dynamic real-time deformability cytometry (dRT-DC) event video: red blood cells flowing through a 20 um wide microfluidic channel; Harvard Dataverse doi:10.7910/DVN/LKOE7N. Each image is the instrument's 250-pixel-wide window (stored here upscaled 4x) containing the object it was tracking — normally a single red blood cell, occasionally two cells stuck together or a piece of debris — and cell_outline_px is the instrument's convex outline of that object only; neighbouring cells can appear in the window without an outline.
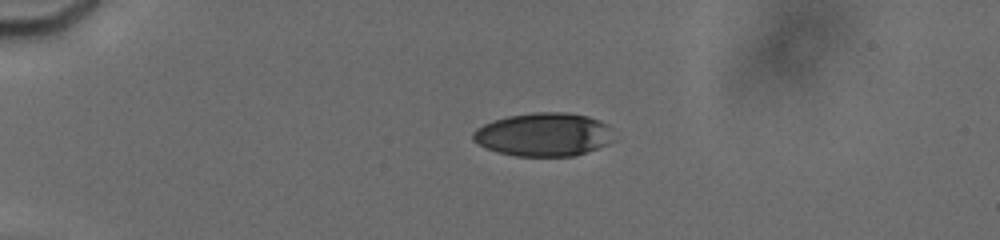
{"species": "human", "species_latin": "Homo sapiens", "temperature_condition": "cold", "stored_images_in_passage": 15, "camera_frame_rate_fps": 3000, "um_per_image_px": 0.085, "donor": {"sex": "male"}, "frame": {"image": 1, "passage_image": 11, "time_ms": 4.667, "image_size_px": [1000, 240], "cell_outline_px": [[608, 124], [604, 144], [596, 148], [572, 156], [516, 156], [500, 152], [488, 148], [472, 140], [472, 132], [476, 128], [484, 124], [508, 116], [532, 112], [564, 112], [588, 116], [600, 120]], "centroid_in_image_um": [46.1, 11.42], "position_along_channel_um": 38.9, "area_um2": 34.68}}
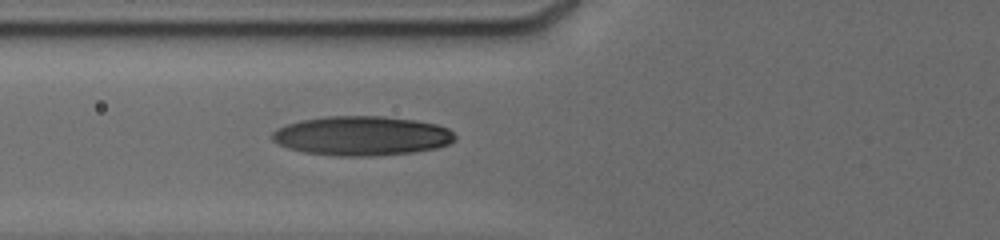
{"frame": {"image": 2, "passage_image": 15, "time_ms": 7.667, "image_size_px": [1000, 240], "cell_outline_px": [[456, 140], [448, 144], [436, 148], [412, 152], [368, 156], [344, 156], [304, 152], [288, 148], [272, 140], [272, 132], [276, 128], [300, 120], [328, 116], [384, 116], [416, 120], [436, 124], [448, 128], [456, 136]], "centroid_in_image_um": [30.76, 11.53], "position_along_channel_um": 95.0, "area_um2": 41.85}}